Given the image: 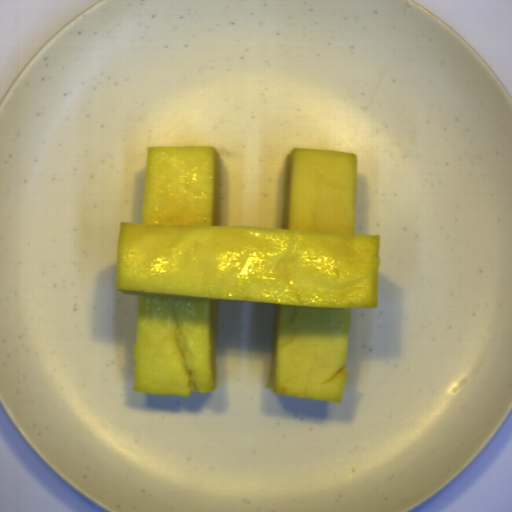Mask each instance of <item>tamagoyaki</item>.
Returning <instances> with one entry per match:
<instances>
[{
  "instance_id": "81b7327e",
  "label": "tamagoyaki",
  "mask_w": 512,
  "mask_h": 512,
  "mask_svg": "<svg viewBox=\"0 0 512 512\" xmlns=\"http://www.w3.org/2000/svg\"><path fill=\"white\" fill-rule=\"evenodd\" d=\"M357 155L292 149L281 228L220 226L215 146H147L116 290L137 295L132 390L216 392L219 301L275 304L266 386L341 403L352 309H378L381 235H356Z\"/></svg>"
}]
</instances>
